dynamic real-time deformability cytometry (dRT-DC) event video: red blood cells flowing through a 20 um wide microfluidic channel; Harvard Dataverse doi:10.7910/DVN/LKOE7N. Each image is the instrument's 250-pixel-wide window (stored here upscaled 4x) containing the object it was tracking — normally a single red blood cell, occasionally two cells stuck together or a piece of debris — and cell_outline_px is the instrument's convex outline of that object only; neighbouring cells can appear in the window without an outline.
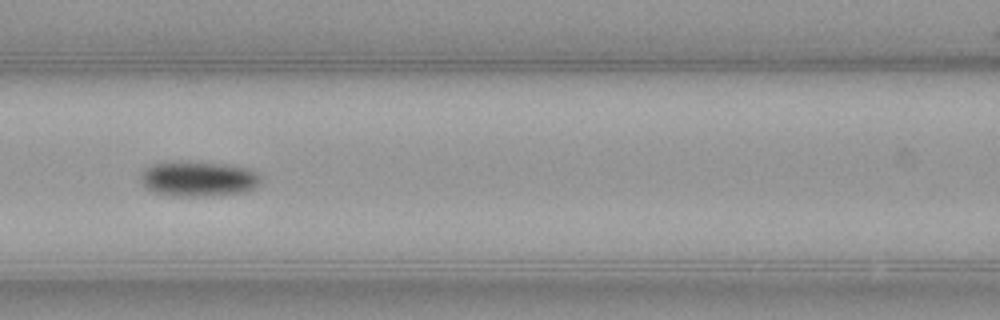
{"species": "common noctule bat (a hibernating species)", "species_latin": "Nyctalus noctula", "temperature_condition": "warm", "stored_images_in_passage": 13, "camera_frame_rate_fps": 3000, "um_per_image_px": 0.085, "animal": {"sex": "female", "body_mass_g": 21.9}, "frame": {"image": 1, "passage_image": 8, "time_ms": 2.333, "image_size_px": [1000, 320], "cell_outline_px": [[260, 184], [244, 192], [204, 196], [172, 196], [152, 192], [144, 188], [140, 180], [144, 172], [152, 164], [228, 164], [248, 168], [256, 172], [260, 176]], "centroid_in_image_um": [16.89, 15.25], "position_along_channel_um": 149.7, "area_um2": 23.76}}
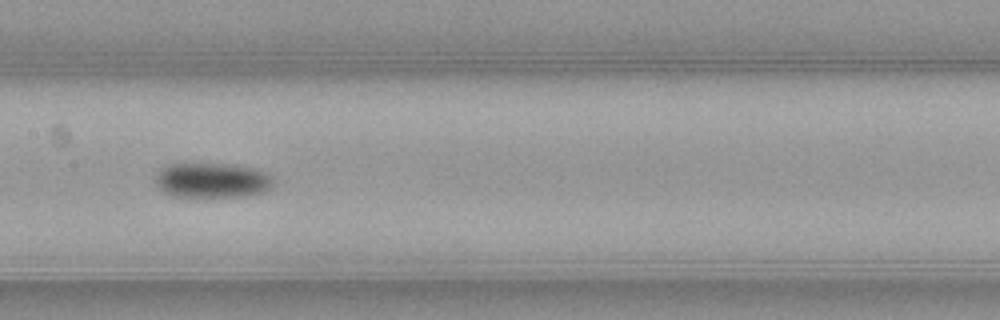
{"frame": {"image": 2, "passage_image": 11, "time_ms": 3.333, "image_size_px": [1000, 320], "cell_outline_px": [[272, 184], [268, 188], [260, 192], [244, 196], [172, 196], [164, 192], [156, 184], [156, 176], [160, 168], [168, 164], [236, 164], [252, 168], [264, 172], [272, 176]], "centroid_in_image_um": [17.99, 15.31], "position_along_channel_um": 189.4, "area_um2": 23.7}}